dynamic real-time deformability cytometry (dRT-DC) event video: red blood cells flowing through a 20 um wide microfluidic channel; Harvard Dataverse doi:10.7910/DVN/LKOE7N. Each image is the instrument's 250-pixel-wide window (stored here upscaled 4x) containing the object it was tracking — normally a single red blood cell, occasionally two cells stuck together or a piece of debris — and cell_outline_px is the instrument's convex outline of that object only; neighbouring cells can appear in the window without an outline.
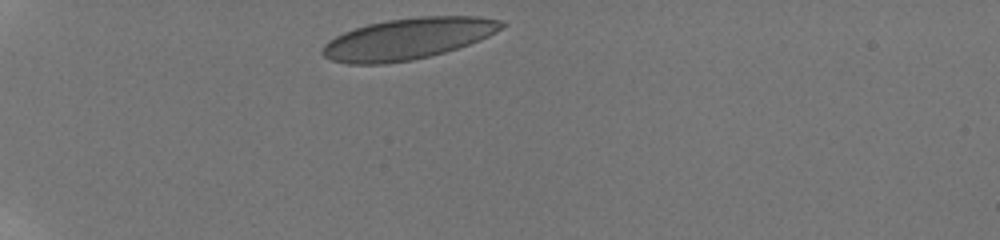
{"species": "human", "species_latin": "Homo sapiens", "temperature_condition": "room temperature", "stored_images_in_passage": 15, "camera_frame_rate_fps": 3000, "um_per_image_px": 0.085, "donor": {"sex": "male"}, "frame": {"image": 1, "passage_image": 1, "time_ms": 0.0, "image_size_px": [1000, 240], "cell_outline_px": [[508, 24], [496, 32], [480, 40], [444, 52], [412, 60], [384, 64], [348, 64], [332, 60], [324, 56], [320, 52], [324, 44], [328, 40], [344, 32], [368, 24], [388, 20], [420, 16], [480, 16], [500, 20]], "centroid_in_image_um": [34.67, 3.29], "position_along_channel_um": 50.3, "area_um2": 43.0}}
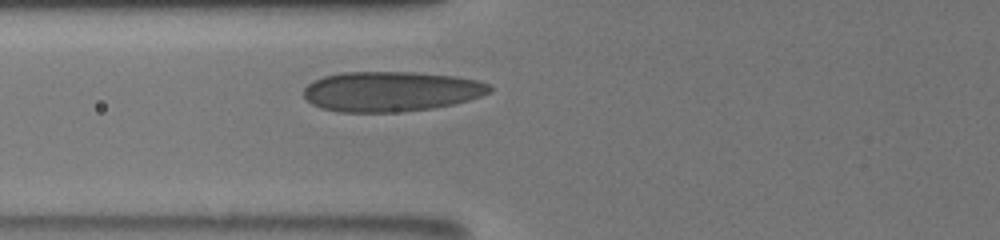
{"frame": {"image": 2, "passage_image": 7, "time_ms": 2.333, "image_size_px": [1000, 240], "cell_outline_px": [[492, 92], [468, 100], [452, 104], [432, 108], [396, 112], [340, 112], [320, 108], [312, 104], [304, 96], [304, 88], [312, 80], [324, 76], [344, 72], [416, 72], [456, 76], [476, 80], [488, 84], [492, 88]], "centroid_in_image_um": [33.22, 7.77], "position_along_channel_um": 92.6, "area_um2": 43.47}}
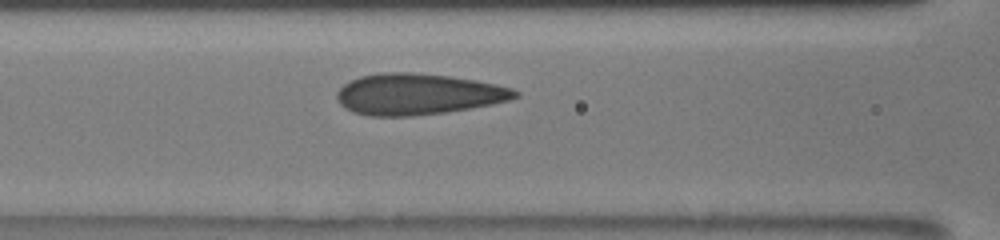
{"frame": {"image": 3, "passage_image": 9, "time_ms": 3.333, "image_size_px": [1000, 240], "cell_outline_px": [[520, 96], [508, 100], [492, 104], [444, 112], [412, 116], [372, 116], [352, 112], [344, 108], [336, 100], [336, 92], [344, 84], [360, 76], [380, 72], [408, 72], [448, 76], [476, 80], [496, 84], [512, 88], [520, 92]], "centroid_in_image_um": [35.5, 8.0], "position_along_channel_um": 131.1, "area_um2": 42.71}}